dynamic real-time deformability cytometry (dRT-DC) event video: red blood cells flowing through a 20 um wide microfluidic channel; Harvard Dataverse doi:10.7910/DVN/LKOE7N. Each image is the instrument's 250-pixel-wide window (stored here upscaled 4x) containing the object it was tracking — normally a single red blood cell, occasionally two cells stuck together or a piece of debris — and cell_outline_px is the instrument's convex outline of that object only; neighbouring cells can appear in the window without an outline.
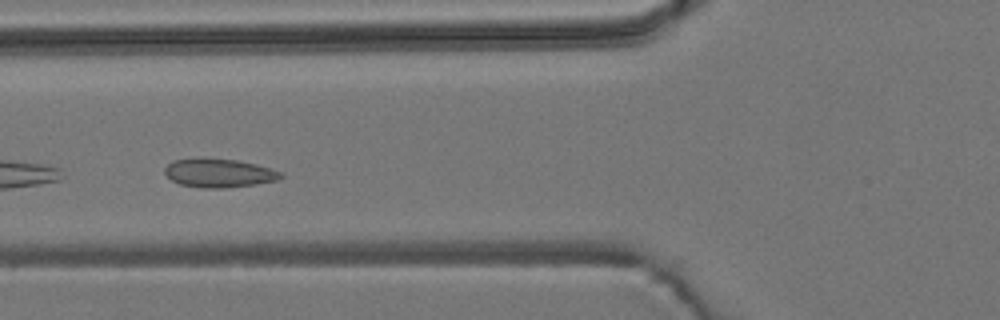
{"species": "common noctule bat (a hibernating species)", "species_latin": "Nyctalus noctula", "temperature_condition": "room temperature", "stored_images_in_passage": 38, "camera_frame_rate_fps": 3000, "um_per_image_px": 0.085, "animal": {"sex": "male", "body_mass_g": 19.2, "forearm_length_mm": 51.8}, "frame": {"image": 1, "passage_image": 4, "time_ms": 1.0, "image_size_px": [1000, 320], "cell_outline_px": [[284, 176], [276, 180], [256, 184], [224, 188], [200, 188], [180, 184], [172, 180], [164, 172], [164, 168], [172, 160], [204, 156], [236, 160], [256, 164], [280, 172]], "centroid_in_image_um": [18.55, 14.68], "position_along_channel_um": 107.2, "area_um2": 19.65}}
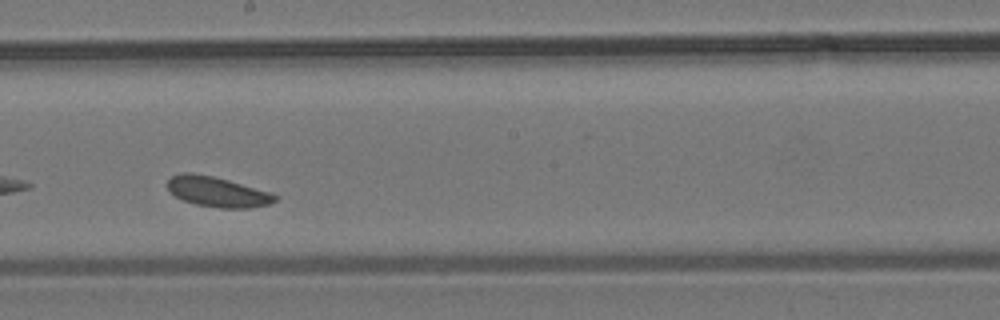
{"frame": {"image": 2, "passage_image": 14, "time_ms": 4.333, "image_size_px": [1000, 320], "cell_outline_px": [[280, 196], [276, 200], [268, 204], [252, 208], [220, 208], [196, 204], [184, 200], [176, 196], [168, 188], [168, 180], [172, 176], [180, 172], [192, 172], [212, 176], [228, 180], [272, 192]], "centroid_in_image_um": [18.52, 16.3], "position_along_channel_um": 229.7, "area_um2": 18.9}}
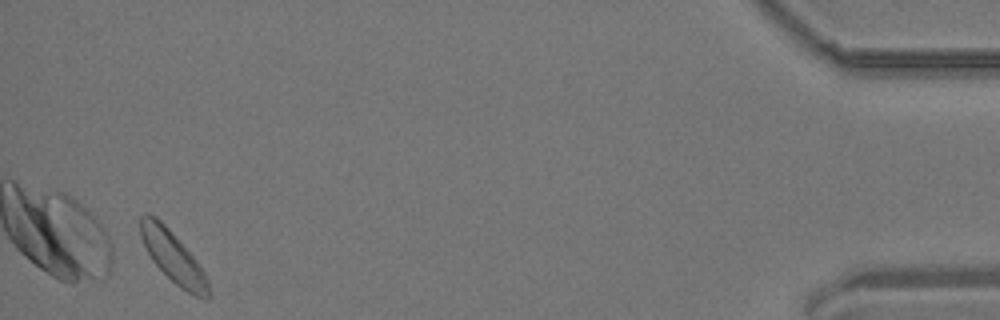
{"frame": {"image": 3, "passage_image": 36, "time_ms": 11.667, "image_size_px": [1000, 320], "cell_outline_px": [[208, 300], [204, 300], [180, 288], [152, 260], [140, 236], [140, 216], [156, 216], [168, 228], [196, 260], [204, 272], [208, 280]], "centroid_in_image_um": [14.72, 21.86], "position_along_channel_um": 420.5, "area_um2": 19.65}}